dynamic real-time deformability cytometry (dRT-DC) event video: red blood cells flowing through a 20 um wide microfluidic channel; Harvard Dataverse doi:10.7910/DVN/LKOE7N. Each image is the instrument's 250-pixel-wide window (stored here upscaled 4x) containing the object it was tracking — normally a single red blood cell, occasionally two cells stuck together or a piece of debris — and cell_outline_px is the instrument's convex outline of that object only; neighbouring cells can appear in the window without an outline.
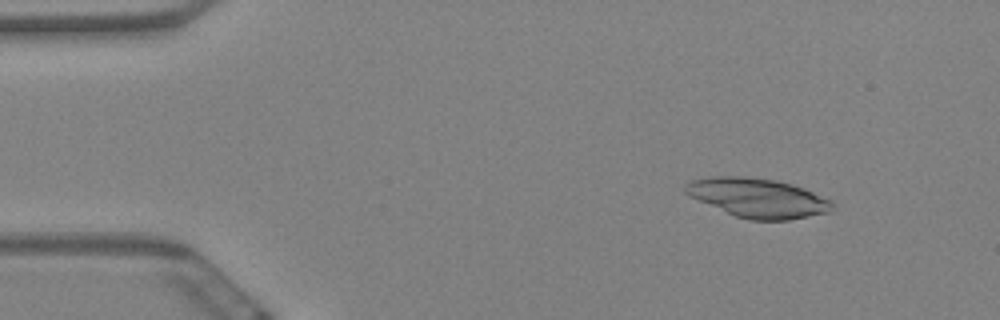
{"species": "Egyptian fruit bat (a non-hibernating species)", "species_latin": "Rousettus aegyptiacus", "temperature_condition": "warm", "stored_images_in_passage": 58, "camera_frame_rate_fps": 3000, "um_per_image_px": 0.085, "animal": {"sex": "female"}, "frame": {"image": 1, "passage_image": 7, "time_ms": 2.0, "image_size_px": [1000, 320], "cell_outline_px": [[832, 212], [788, 220], [748, 220], [736, 216], [688, 196], [684, 192], [684, 184], [688, 180], [712, 176], [744, 176], [776, 180], [792, 184], [804, 188], [832, 200]], "centroid_in_image_um": [64.39, 16.81], "position_along_channel_um": 20.6, "area_um2": 33.81}}
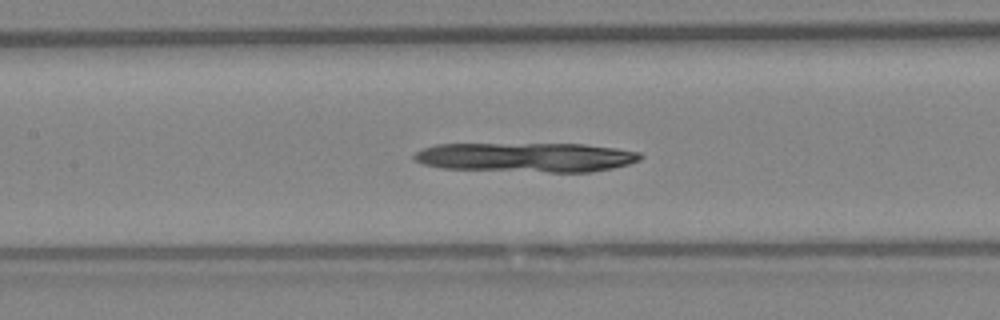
{"frame": {"image": 2, "passage_image": 27, "time_ms": 8.667, "image_size_px": [1000, 320], "cell_outline_px": [[644, 156], [640, 160], [628, 164], [612, 168], [592, 172], [548, 172], [440, 168], [420, 164], [412, 160], [412, 156], [416, 152], [424, 148], [436, 144], [584, 144], [616, 148], [640, 152]], "centroid_in_image_um": [44.71, 13.37], "position_along_channel_um": 162.7, "area_um2": 39.07}}